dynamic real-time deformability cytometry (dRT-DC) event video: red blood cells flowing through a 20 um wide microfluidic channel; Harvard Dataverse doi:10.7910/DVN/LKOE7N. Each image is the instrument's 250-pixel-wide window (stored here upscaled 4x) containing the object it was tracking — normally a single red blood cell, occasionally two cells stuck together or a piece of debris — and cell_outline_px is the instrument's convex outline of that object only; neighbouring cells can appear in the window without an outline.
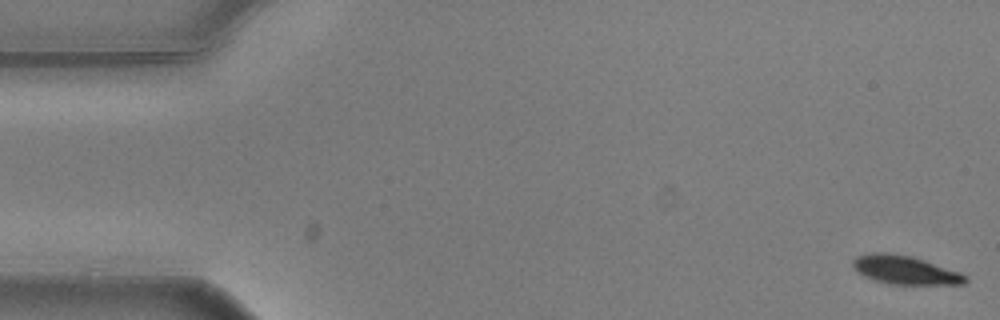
{"species": "common noctule bat (a hibernating species)", "species_latin": "Nyctalus noctula", "temperature_condition": "warm", "stored_images_in_passage": 56, "camera_frame_rate_fps": 3000, "um_per_image_px": 0.085, "animal": {"sex": "male", "body_mass_g": 20.5, "forearm_length_mm": 52.5}, "frame": {"image": 1, "passage_image": 1, "time_ms": 0.0, "image_size_px": [1000, 320], "cell_outline_px": [[968, 280], [964, 284], [888, 284], [864, 276], [856, 272], [852, 264], [852, 260], [856, 256], [872, 252], [884, 252], [908, 256], [924, 260], [960, 272], [968, 276]], "centroid_in_image_um": [76.91, 22.95], "position_along_channel_um": 8.1, "area_um2": 18.67}}
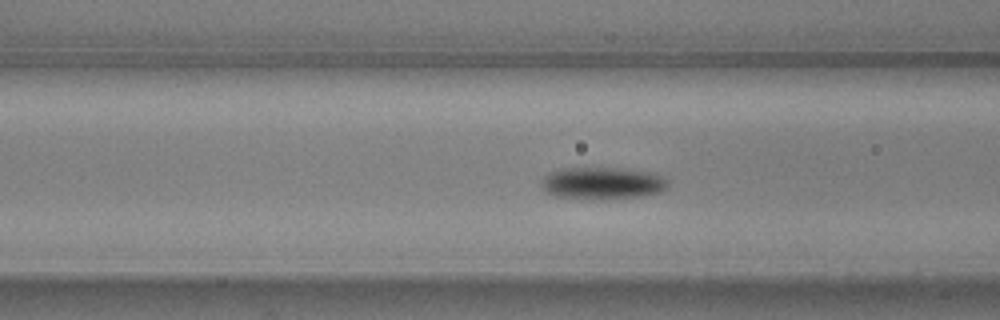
{"frame": {"image": 2, "passage_image": 21, "time_ms": 6.667, "image_size_px": [1000, 320], "cell_outline_px": [[668, 188], [664, 192], [640, 196], [592, 200], [556, 196], [548, 192], [540, 184], [540, 180], [548, 172], [560, 168], [620, 168], [656, 172], [668, 180]], "centroid_in_image_um": [51.24, 15.56], "position_along_channel_um": 115.4, "area_um2": 24.16}}
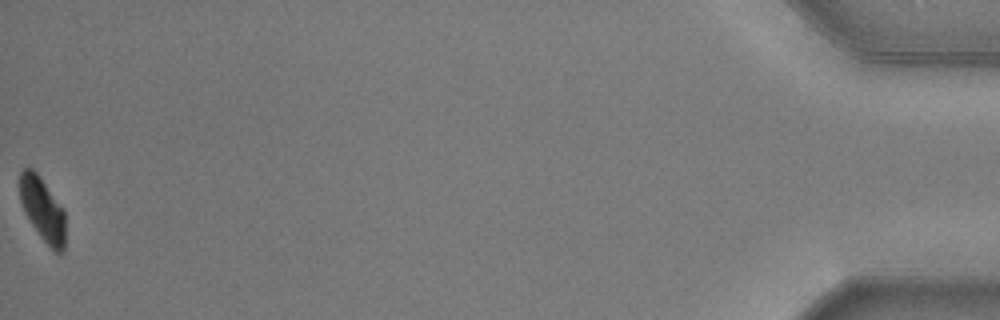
{"frame": {"image": 3, "passage_image": 56, "time_ms": 18.333, "image_size_px": [1000, 320], "cell_outline_px": [[64, 252], [56, 252], [40, 236], [24, 212], [20, 200], [20, 172], [24, 168], [32, 168], [40, 176], [64, 208]], "centroid_in_image_um": [3.62, 17.76], "position_along_channel_um": 431.6, "area_um2": 16.76}, "authors_computed_cell_mechanics": {"area_um2": 21.6461, "velocity_mm_per_s": 3.5958, "shape_relaxation_time_tau1_ms": 1.9441, "shape_relaxation_time_tau2_ms": null, "deformation_change_tau1": 0.1204, "deformation_change_tau2": null}}